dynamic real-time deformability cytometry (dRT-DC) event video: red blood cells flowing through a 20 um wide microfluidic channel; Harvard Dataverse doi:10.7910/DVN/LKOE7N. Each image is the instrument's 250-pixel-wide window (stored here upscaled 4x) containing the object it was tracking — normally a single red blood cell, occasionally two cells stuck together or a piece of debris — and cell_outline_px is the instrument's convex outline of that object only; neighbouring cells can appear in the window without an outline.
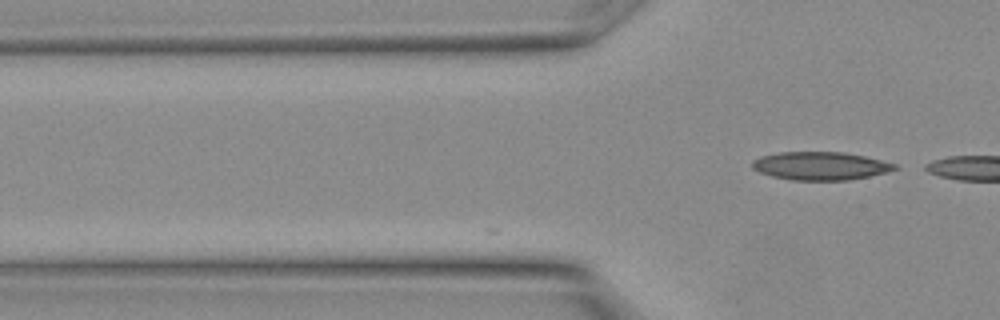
{"species": "Egyptian fruit bat (a non-hibernating species)", "species_latin": "Rousettus aegyptiacus", "temperature_condition": "warm", "stored_images_in_passage": 2, "camera_frame_rate_fps": 3000, "um_per_image_px": 0.085, "animal": {"sex": "female"}, "frame": {"image": 1, "passage_image": 2, "time_ms": 0.333, "image_size_px": [1000, 320], "cell_outline_px": [[900, 168], [888, 172], [848, 180], [792, 180], [772, 176], [760, 172], [752, 168], [752, 160], [760, 156], [780, 152], [844, 152], [864, 156], [896, 164]], "centroid_in_image_um": [69.73, 14.1], "position_along_channel_um": 56.1, "area_um2": 23.35}}